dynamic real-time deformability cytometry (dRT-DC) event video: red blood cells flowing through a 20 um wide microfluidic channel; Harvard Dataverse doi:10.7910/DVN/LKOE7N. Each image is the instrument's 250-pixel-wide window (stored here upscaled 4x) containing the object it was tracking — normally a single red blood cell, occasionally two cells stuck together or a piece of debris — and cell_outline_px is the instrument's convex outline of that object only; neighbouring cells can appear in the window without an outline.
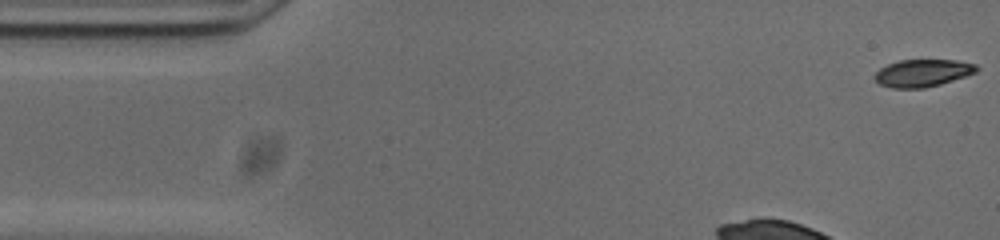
{"species": "common noctule bat (a hibernating species)", "species_latin": "Nyctalus noctula", "temperature_condition": "cold", "stored_images_in_passage": 38, "camera_frame_rate_fps": 3000, "um_per_image_px": 0.085, "animal": {"sex": "male", "body_mass_g": 20.0, "forearm_length_mm": 53.3}, "frame": {"image": 1, "passage_image": 1, "time_ms": 0.0, "image_size_px": [1000, 240], "cell_outline_px": [[980, 68], [976, 72], [940, 84], [924, 88], [892, 88], [880, 84], [872, 76], [880, 68], [888, 64], [900, 60], [956, 60], [976, 64]], "centroid_in_image_um": [78.41, 6.2], "position_along_channel_um": 6.6, "area_um2": 16.18}}